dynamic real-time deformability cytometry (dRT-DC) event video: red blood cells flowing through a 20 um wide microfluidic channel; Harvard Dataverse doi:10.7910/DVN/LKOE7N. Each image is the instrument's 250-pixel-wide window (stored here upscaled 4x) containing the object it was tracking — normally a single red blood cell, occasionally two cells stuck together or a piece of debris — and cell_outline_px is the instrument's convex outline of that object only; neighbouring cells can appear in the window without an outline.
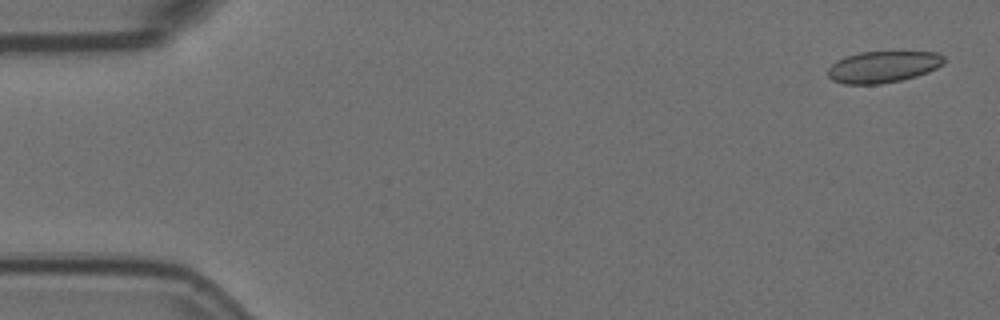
{"species": "Egyptian fruit bat (a non-hibernating species)", "species_latin": "Rousettus aegyptiacus", "temperature_condition": "room temperature", "stored_images_in_passage": 6, "segment_of_instrument_passage": [1, 2], "camera_frame_rate_fps": 3000, "um_per_image_px": 0.085, "animal": {"sex": "female"}, "frame": {"image": 1, "passage_image": 1, "time_ms": 0.0, "image_size_px": [1000, 320], "cell_outline_px": [[944, 64], [928, 72], [916, 76], [900, 80], [880, 84], [844, 84], [832, 80], [828, 76], [828, 68], [836, 60], [844, 56], [860, 52], [936, 52], [944, 56]], "centroid_in_image_um": [75.04, 5.68], "position_along_channel_um": 10.0, "area_um2": 21.39}}
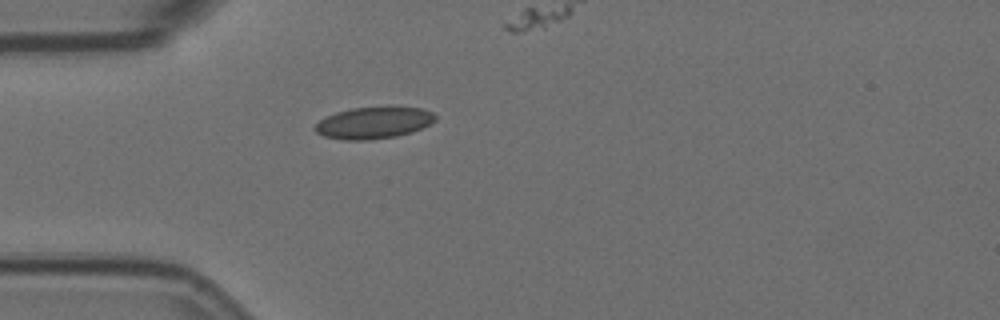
{"frame": {"image": 2, "passage_image": 5, "time_ms": 1.333, "image_size_px": [1000, 320], "cell_outline_px": [[436, 120], [412, 132], [396, 136], [372, 140], [344, 140], [324, 136], [316, 132], [312, 128], [320, 120], [336, 112], [352, 108], [420, 108], [432, 112], [436, 116]], "centroid_in_image_um": [31.72, 10.46], "position_along_channel_um": 53.3, "area_um2": 21.85}}